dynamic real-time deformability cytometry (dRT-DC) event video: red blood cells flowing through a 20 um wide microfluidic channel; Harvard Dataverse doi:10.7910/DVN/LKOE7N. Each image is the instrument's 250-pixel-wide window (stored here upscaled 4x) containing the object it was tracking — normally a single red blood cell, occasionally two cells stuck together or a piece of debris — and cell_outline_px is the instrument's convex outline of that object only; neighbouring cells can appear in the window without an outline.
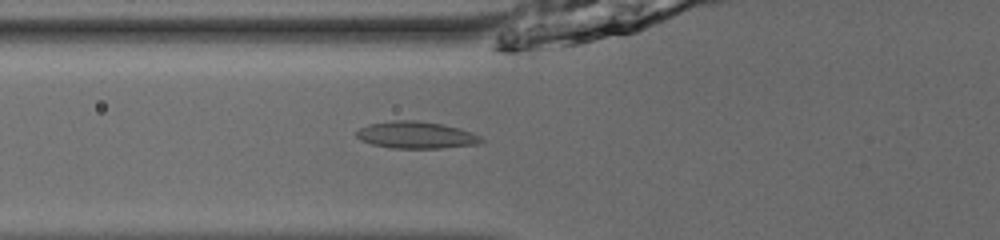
{"species": "common noctule bat (a hibernating species)", "species_latin": "Nyctalus noctula", "temperature_condition": "room temperature", "stored_images_in_passage": 53, "camera_frame_rate_fps": 3000, "um_per_image_px": 0.085, "animal": {"sex": "male", "body_mass_g": 13.0, "forearm_length_mm": 53.1}, "frame": {"image": 1, "passage_image": 22, "time_ms": 7.0, "image_size_px": [1000, 240], "cell_outline_px": [[484, 140], [476, 144], [440, 148], [392, 148], [372, 144], [360, 140], [356, 136], [356, 132], [360, 128], [368, 124], [392, 120], [416, 120], [440, 124], [460, 128], [472, 132], [480, 136]], "centroid_in_image_um": [35.34, 11.47], "position_along_channel_um": 90.5, "area_um2": 19.54}}
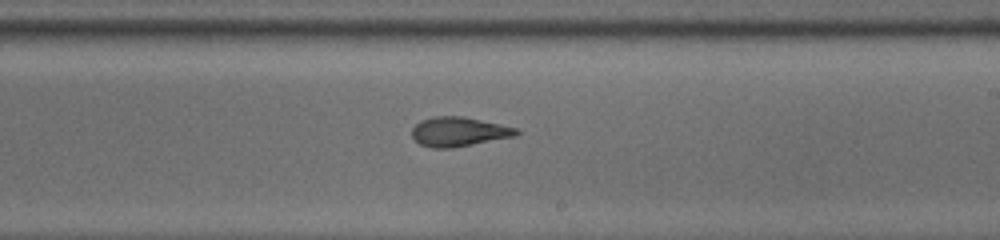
{"frame": {"image": 2, "passage_image": 34, "time_ms": 11.0, "image_size_px": [1000, 240], "cell_outline_px": [[520, 132], [516, 136], [452, 148], [432, 148], [420, 144], [412, 136], [412, 128], [420, 120], [432, 116], [464, 116], [500, 124], [516, 128]], "centroid_in_image_um": [38.98, 11.19], "position_along_channel_um": 250.0, "area_um2": 17.92}}
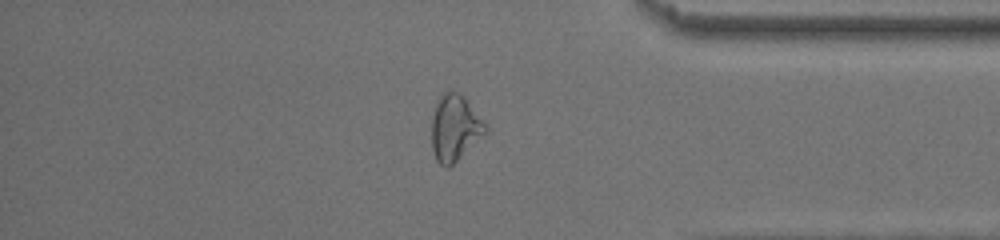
{"frame": {"image": 3, "passage_image": 46, "time_ms": 15.0, "image_size_px": [1000, 240], "cell_outline_px": [[492, 128], [488, 132], [448, 168], [444, 168], [436, 160], [432, 148], [432, 116], [436, 104], [440, 96], [444, 92], [460, 92], [464, 96]], "centroid_in_image_um": [38.71, 10.87], "position_along_channel_um": 396.5, "area_um2": 21.1}, "authors_computed_cell_mechanics": {"area_um2": 19.363, "velocity_mm_per_s": 3.9687, "shape_relaxation_time_tau1_ms": 7.2973, "shape_relaxation_time_tau2_ms": 1.8204, "deformation_change_tau1": 0.2045, "deformation_change_tau2": 0.0859}}